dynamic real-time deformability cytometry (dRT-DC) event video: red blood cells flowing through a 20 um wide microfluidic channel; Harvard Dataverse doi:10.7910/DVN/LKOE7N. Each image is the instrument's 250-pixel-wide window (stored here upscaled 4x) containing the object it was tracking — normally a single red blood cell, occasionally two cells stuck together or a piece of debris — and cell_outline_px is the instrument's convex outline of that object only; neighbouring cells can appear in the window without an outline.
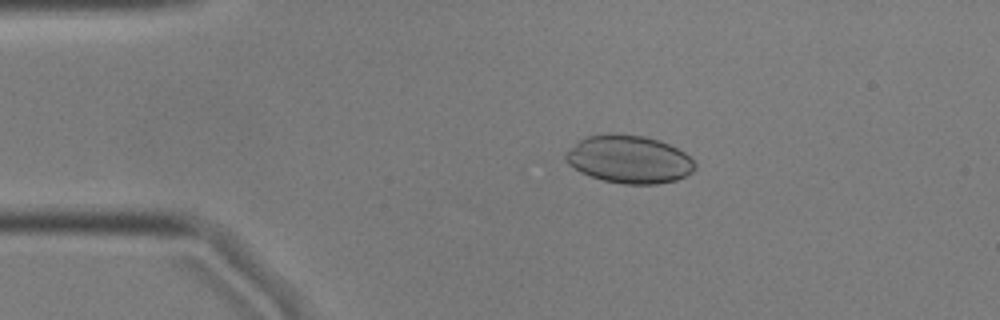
{"species": "common noctule bat (a hibernating species)", "species_latin": "Nyctalus noctula", "temperature_condition": "cold", "stored_images_in_passage": 37, "camera_frame_rate_fps": 3000, "um_per_image_px": 0.085, "animal": {"sex": "male", "body_mass_g": 17.9, "forearm_length_mm": 54.2}, "frame": {"image": 1, "passage_image": 10, "time_ms": 3.0, "image_size_px": [1000, 320], "cell_outline_px": [[696, 168], [692, 172], [676, 180], [656, 184], [624, 184], [604, 180], [580, 172], [568, 164], [564, 160], [564, 152], [580, 140], [588, 136], [608, 132], [612, 132], [644, 136], [660, 140], [684, 152], [696, 164]], "centroid_in_image_um": [53.44, 13.52], "position_along_channel_um": 31.6, "area_um2": 36.18}}
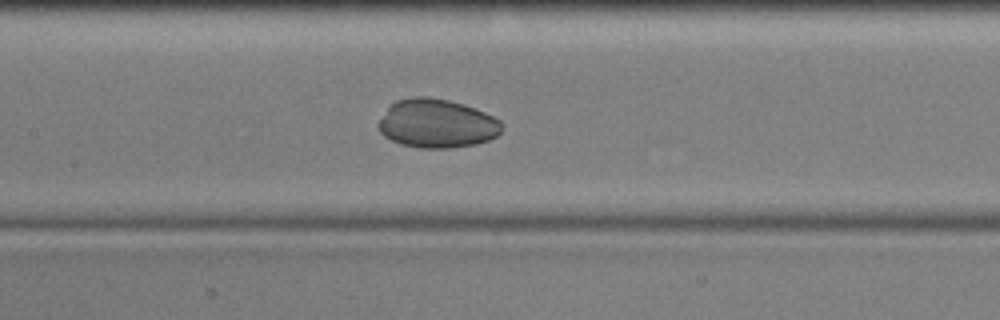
{"frame": {"image": 2, "passage_image": 25, "time_ms": 8.0, "image_size_px": [1000, 320], "cell_outline_px": [[504, 124], [500, 132], [496, 136], [488, 140], [476, 144], [452, 148], [420, 148], [400, 144], [384, 136], [380, 132], [376, 124], [388, 108], [396, 100], [412, 96], [428, 96], [448, 100], [464, 104], [484, 112], [500, 120]], "centroid_in_image_um": [37.12, 10.5], "position_along_channel_um": 170.3, "area_um2": 35.26}}
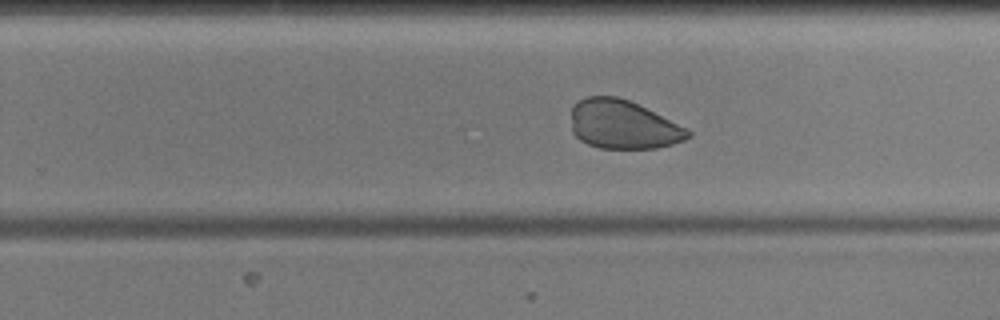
{"frame": {"image": 3, "passage_image": 34, "time_ms": 11.0, "image_size_px": [1000, 320], "cell_outline_px": [[692, 136], [684, 140], [672, 144], [656, 148], [600, 148], [588, 144], [580, 140], [572, 132], [572, 104], [588, 96], [616, 96], [628, 100], [688, 128], [692, 132]], "centroid_in_image_um": [52.96, 10.59], "position_along_channel_um": 276.8, "area_um2": 33.12}}